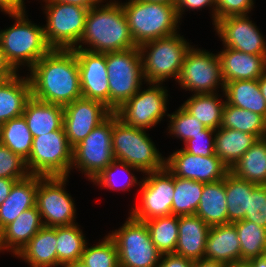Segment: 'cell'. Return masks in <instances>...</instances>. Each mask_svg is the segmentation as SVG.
I'll list each match as a JSON object with an SVG mask.
<instances>
[{
	"mask_svg": "<svg viewBox=\"0 0 266 267\" xmlns=\"http://www.w3.org/2000/svg\"><path fill=\"white\" fill-rule=\"evenodd\" d=\"M29 72L36 99L64 107L82 97L78 61L72 49H51Z\"/></svg>",
	"mask_w": 266,
	"mask_h": 267,
	"instance_id": "obj_1",
	"label": "cell"
},
{
	"mask_svg": "<svg viewBox=\"0 0 266 267\" xmlns=\"http://www.w3.org/2000/svg\"><path fill=\"white\" fill-rule=\"evenodd\" d=\"M120 3L110 0L105 5L99 3L89 9L82 37L73 49L107 53L138 47L132 38L122 3ZM82 44H87L89 48L86 46L83 48Z\"/></svg>",
	"mask_w": 266,
	"mask_h": 267,
	"instance_id": "obj_2",
	"label": "cell"
},
{
	"mask_svg": "<svg viewBox=\"0 0 266 267\" xmlns=\"http://www.w3.org/2000/svg\"><path fill=\"white\" fill-rule=\"evenodd\" d=\"M14 18V24L0 30V47L7 62L18 72L20 66L30 70L34 64L46 55L52 48L44 36V26L29 21L26 12L8 13Z\"/></svg>",
	"mask_w": 266,
	"mask_h": 267,
	"instance_id": "obj_3",
	"label": "cell"
},
{
	"mask_svg": "<svg viewBox=\"0 0 266 267\" xmlns=\"http://www.w3.org/2000/svg\"><path fill=\"white\" fill-rule=\"evenodd\" d=\"M130 33L137 46L178 33L175 4L128 0L122 3Z\"/></svg>",
	"mask_w": 266,
	"mask_h": 267,
	"instance_id": "obj_4",
	"label": "cell"
},
{
	"mask_svg": "<svg viewBox=\"0 0 266 267\" xmlns=\"http://www.w3.org/2000/svg\"><path fill=\"white\" fill-rule=\"evenodd\" d=\"M112 151L115 160L144 174L165 168V159L145 129L125 124L113 112Z\"/></svg>",
	"mask_w": 266,
	"mask_h": 267,
	"instance_id": "obj_5",
	"label": "cell"
},
{
	"mask_svg": "<svg viewBox=\"0 0 266 267\" xmlns=\"http://www.w3.org/2000/svg\"><path fill=\"white\" fill-rule=\"evenodd\" d=\"M144 81L162 83L169 78L177 81L186 53L191 48L189 42L179 33L159 38L138 46Z\"/></svg>",
	"mask_w": 266,
	"mask_h": 267,
	"instance_id": "obj_6",
	"label": "cell"
},
{
	"mask_svg": "<svg viewBox=\"0 0 266 267\" xmlns=\"http://www.w3.org/2000/svg\"><path fill=\"white\" fill-rule=\"evenodd\" d=\"M73 162L64 127L33 137L29 158L26 160L30 174L42 177L69 176Z\"/></svg>",
	"mask_w": 266,
	"mask_h": 267,
	"instance_id": "obj_7",
	"label": "cell"
},
{
	"mask_svg": "<svg viewBox=\"0 0 266 267\" xmlns=\"http://www.w3.org/2000/svg\"><path fill=\"white\" fill-rule=\"evenodd\" d=\"M108 235L116 244L120 267H158L162 253L151 240L144 221L131 215L117 230Z\"/></svg>",
	"mask_w": 266,
	"mask_h": 267,
	"instance_id": "obj_8",
	"label": "cell"
},
{
	"mask_svg": "<svg viewBox=\"0 0 266 267\" xmlns=\"http://www.w3.org/2000/svg\"><path fill=\"white\" fill-rule=\"evenodd\" d=\"M109 108L114 112L130 99L144 82L139 48L106 53Z\"/></svg>",
	"mask_w": 266,
	"mask_h": 267,
	"instance_id": "obj_9",
	"label": "cell"
},
{
	"mask_svg": "<svg viewBox=\"0 0 266 267\" xmlns=\"http://www.w3.org/2000/svg\"><path fill=\"white\" fill-rule=\"evenodd\" d=\"M44 36L52 49L75 48L84 32L89 9L53 1H44Z\"/></svg>",
	"mask_w": 266,
	"mask_h": 267,
	"instance_id": "obj_10",
	"label": "cell"
},
{
	"mask_svg": "<svg viewBox=\"0 0 266 267\" xmlns=\"http://www.w3.org/2000/svg\"><path fill=\"white\" fill-rule=\"evenodd\" d=\"M113 113L73 148L72 168L94 180L114 160L112 151Z\"/></svg>",
	"mask_w": 266,
	"mask_h": 267,
	"instance_id": "obj_11",
	"label": "cell"
},
{
	"mask_svg": "<svg viewBox=\"0 0 266 267\" xmlns=\"http://www.w3.org/2000/svg\"><path fill=\"white\" fill-rule=\"evenodd\" d=\"M67 179L68 176H38L36 206L45 227L76 224L75 201L65 190Z\"/></svg>",
	"mask_w": 266,
	"mask_h": 267,
	"instance_id": "obj_12",
	"label": "cell"
},
{
	"mask_svg": "<svg viewBox=\"0 0 266 267\" xmlns=\"http://www.w3.org/2000/svg\"><path fill=\"white\" fill-rule=\"evenodd\" d=\"M178 84L194 94L217 93L218 86L224 91L221 63L218 54L191 46L181 67Z\"/></svg>",
	"mask_w": 266,
	"mask_h": 267,
	"instance_id": "obj_13",
	"label": "cell"
},
{
	"mask_svg": "<svg viewBox=\"0 0 266 267\" xmlns=\"http://www.w3.org/2000/svg\"><path fill=\"white\" fill-rule=\"evenodd\" d=\"M114 111L125 124L140 129H151L162 121L167 112L168 93L162 83H148Z\"/></svg>",
	"mask_w": 266,
	"mask_h": 267,
	"instance_id": "obj_14",
	"label": "cell"
},
{
	"mask_svg": "<svg viewBox=\"0 0 266 267\" xmlns=\"http://www.w3.org/2000/svg\"><path fill=\"white\" fill-rule=\"evenodd\" d=\"M139 193V205L131 208L130 215L140 221L171 215L174 197V175L165 167L145 174Z\"/></svg>",
	"mask_w": 266,
	"mask_h": 267,
	"instance_id": "obj_15",
	"label": "cell"
},
{
	"mask_svg": "<svg viewBox=\"0 0 266 267\" xmlns=\"http://www.w3.org/2000/svg\"><path fill=\"white\" fill-rule=\"evenodd\" d=\"M63 109V127L72 148L113 113L102 102L83 97L64 106Z\"/></svg>",
	"mask_w": 266,
	"mask_h": 267,
	"instance_id": "obj_16",
	"label": "cell"
},
{
	"mask_svg": "<svg viewBox=\"0 0 266 267\" xmlns=\"http://www.w3.org/2000/svg\"><path fill=\"white\" fill-rule=\"evenodd\" d=\"M165 167L176 177L203 183L224 179L230 169L216 155L195 156L183 148L174 151L165 159Z\"/></svg>",
	"mask_w": 266,
	"mask_h": 267,
	"instance_id": "obj_17",
	"label": "cell"
},
{
	"mask_svg": "<svg viewBox=\"0 0 266 267\" xmlns=\"http://www.w3.org/2000/svg\"><path fill=\"white\" fill-rule=\"evenodd\" d=\"M215 30L224 47L248 54L266 55V41L248 15L228 16L218 20Z\"/></svg>",
	"mask_w": 266,
	"mask_h": 267,
	"instance_id": "obj_18",
	"label": "cell"
},
{
	"mask_svg": "<svg viewBox=\"0 0 266 267\" xmlns=\"http://www.w3.org/2000/svg\"><path fill=\"white\" fill-rule=\"evenodd\" d=\"M77 57L82 97L97 100L109 108L106 53L72 49Z\"/></svg>",
	"mask_w": 266,
	"mask_h": 267,
	"instance_id": "obj_19",
	"label": "cell"
},
{
	"mask_svg": "<svg viewBox=\"0 0 266 267\" xmlns=\"http://www.w3.org/2000/svg\"><path fill=\"white\" fill-rule=\"evenodd\" d=\"M217 54L225 83L259 79L266 72V55L248 54L228 47Z\"/></svg>",
	"mask_w": 266,
	"mask_h": 267,
	"instance_id": "obj_20",
	"label": "cell"
},
{
	"mask_svg": "<svg viewBox=\"0 0 266 267\" xmlns=\"http://www.w3.org/2000/svg\"><path fill=\"white\" fill-rule=\"evenodd\" d=\"M43 227L44 223L37 206L23 211L0 232V252L10 250L9 252L16 256Z\"/></svg>",
	"mask_w": 266,
	"mask_h": 267,
	"instance_id": "obj_21",
	"label": "cell"
},
{
	"mask_svg": "<svg viewBox=\"0 0 266 267\" xmlns=\"http://www.w3.org/2000/svg\"><path fill=\"white\" fill-rule=\"evenodd\" d=\"M210 226L196 215L179 216L175 254L192 261L204 258Z\"/></svg>",
	"mask_w": 266,
	"mask_h": 267,
	"instance_id": "obj_22",
	"label": "cell"
},
{
	"mask_svg": "<svg viewBox=\"0 0 266 267\" xmlns=\"http://www.w3.org/2000/svg\"><path fill=\"white\" fill-rule=\"evenodd\" d=\"M204 258L230 264L241 260L240 241L233 223L211 226Z\"/></svg>",
	"mask_w": 266,
	"mask_h": 267,
	"instance_id": "obj_23",
	"label": "cell"
},
{
	"mask_svg": "<svg viewBox=\"0 0 266 267\" xmlns=\"http://www.w3.org/2000/svg\"><path fill=\"white\" fill-rule=\"evenodd\" d=\"M38 175L30 174L12 186L9 196L0 205V232L25 210L36 206Z\"/></svg>",
	"mask_w": 266,
	"mask_h": 267,
	"instance_id": "obj_24",
	"label": "cell"
},
{
	"mask_svg": "<svg viewBox=\"0 0 266 267\" xmlns=\"http://www.w3.org/2000/svg\"><path fill=\"white\" fill-rule=\"evenodd\" d=\"M19 76L17 73L0 83V125L21 116L32 97L28 76Z\"/></svg>",
	"mask_w": 266,
	"mask_h": 267,
	"instance_id": "obj_25",
	"label": "cell"
},
{
	"mask_svg": "<svg viewBox=\"0 0 266 267\" xmlns=\"http://www.w3.org/2000/svg\"><path fill=\"white\" fill-rule=\"evenodd\" d=\"M22 115L33 137L59 130L63 126V106L33 96L28 100Z\"/></svg>",
	"mask_w": 266,
	"mask_h": 267,
	"instance_id": "obj_26",
	"label": "cell"
},
{
	"mask_svg": "<svg viewBox=\"0 0 266 267\" xmlns=\"http://www.w3.org/2000/svg\"><path fill=\"white\" fill-rule=\"evenodd\" d=\"M56 227L41 228L16 255L30 267H57Z\"/></svg>",
	"mask_w": 266,
	"mask_h": 267,
	"instance_id": "obj_27",
	"label": "cell"
},
{
	"mask_svg": "<svg viewBox=\"0 0 266 267\" xmlns=\"http://www.w3.org/2000/svg\"><path fill=\"white\" fill-rule=\"evenodd\" d=\"M195 215L210 227L228 224L225 178L213 183H204Z\"/></svg>",
	"mask_w": 266,
	"mask_h": 267,
	"instance_id": "obj_28",
	"label": "cell"
},
{
	"mask_svg": "<svg viewBox=\"0 0 266 267\" xmlns=\"http://www.w3.org/2000/svg\"><path fill=\"white\" fill-rule=\"evenodd\" d=\"M257 140L253 134L219 127L215 130V154L231 169Z\"/></svg>",
	"mask_w": 266,
	"mask_h": 267,
	"instance_id": "obj_29",
	"label": "cell"
},
{
	"mask_svg": "<svg viewBox=\"0 0 266 267\" xmlns=\"http://www.w3.org/2000/svg\"><path fill=\"white\" fill-rule=\"evenodd\" d=\"M223 95L230 105L247 109L266 119V101L260 91L258 79L227 82Z\"/></svg>",
	"mask_w": 266,
	"mask_h": 267,
	"instance_id": "obj_30",
	"label": "cell"
},
{
	"mask_svg": "<svg viewBox=\"0 0 266 267\" xmlns=\"http://www.w3.org/2000/svg\"><path fill=\"white\" fill-rule=\"evenodd\" d=\"M230 172L242 180L266 185V137L259 138L233 165Z\"/></svg>",
	"mask_w": 266,
	"mask_h": 267,
	"instance_id": "obj_31",
	"label": "cell"
},
{
	"mask_svg": "<svg viewBox=\"0 0 266 267\" xmlns=\"http://www.w3.org/2000/svg\"><path fill=\"white\" fill-rule=\"evenodd\" d=\"M226 101L218 93L194 94L181 105L189 114L199 119L207 128L216 130L222 121Z\"/></svg>",
	"mask_w": 266,
	"mask_h": 267,
	"instance_id": "obj_32",
	"label": "cell"
},
{
	"mask_svg": "<svg viewBox=\"0 0 266 267\" xmlns=\"http://www.w3.org/2000/svg\"><path fill=\"white\" fill-rule=\"evenodd\" d=\"M257 185L237 178L231 172L225 176L228 223L244 220L248 211L249 196Z\"/></svg>",
	"mask_w": 266,
	"mask_h": 267,
	"instance_id": "obj_33",
	"label": "cell"
},
{
	"mask_svg": "<svg viewBox=\"0 0 266 267\" xmlns=\"http://www.w3.org/2000/svg\"><path fill=\"white\" fill-rule=\"evenodd\" d=\"M221 128H229L255 135L258 139L266 137V119L247 109L225 103Z\"/></svg>",
	"mask_w": 266,
	"mask_h": 267,
	"instance_id": "obj_34",
	"label": "cell"
},
{
	"mask_svg": "<svg viewBox=\"0 0 266 267\" xmlns=\"http://www.w3.org/2000/svg\"><path fill=\"white\" fill-rule=\"evenodd\" d=\"M33 136L23 115L0 125V143L24 160L30 156Z\"/></svg>",
	"mask_w": 266,
	"mask_h": 267,
	"instance_id": "obj_35",
	"label": "cell"
},
{
	"mask_svg": "<svg viewBox=\"0 0 266 267\" xmlns=\"http://www.w3.org/2000/svg\"><path fill=\"white\" fill-rule=\"evenodd\" d=\"M77 224L56 227L57 266L81 259L87 240Z\"/></svg>",
	"mask_w": 266,
	"mask_h": 267,
	"instance_id": "obj_36",
	"label": "cell"
},
{
	"mask_svg": "<svg viewBox=\"0 0 266 267\" xmlns=\"http://www.w3.org/2000/svg\"><path fill=\"white\" fill-rule=\"evenodd\" d=\"M203 182L174 176V197L171 215H195L202 193Z\"/></svg>",
	"mask_w": 266,
	"mask_h": 267,
	"instance_id": "obj_37",
	"label": "cell"
},
{
	"mask_svg": "<svg viewBox=\"0 0 266 267\" xmlns=\"http://www.w3.org/2000/svg\"><path fill=\"white\" fill-rule=\"evenodd\" d=\"M233 224L240 241L241 260L266 256V228L247 220L236 221Z\"/></svg>",
	"mask_w": 266,
	"mask_h": 267,
	"instance_id": "obj_38",
	"label": "cell"
},
{
	"mask_svg": "<svg viewBox=\"0 0 266 267\" xmlns=\"http://www.w3.org/2000/svg\"><path fill=\"white\" fill-rule=\"evenodd\" d=\"M153 244L162 253H175L179 216L168 215L145 221Z\"/></svg>",
	"mask_w": 266,
	"mask_h": 267,
	"instance_id": "obj_39",
	"label": "cell"
},
{
	"mask_svg": "<svg viewBox=\"0 0 266 267\" xmlns=\"http://www.w3.org/2000/svg\"><path fill=\"white\" fill-rule=\"evenodd\" d=\"M120 170V171H119ZM131 170H136L139 171L137 168L132 167L131 165L124 163V162H120L117 160H114L107 168H105L94 180H92V182H94L93 184L95 185H99L100 188L104 187L110 190H125V191H129L130 188L134 185L139 186L141 184V181L138 182V178H136V175H134ZM123 174L124 180L121 182H118V176H123L120 175ZM126 173V174H125ZM119 174V175H118ZM117 175V176H116ZM127 179V180H126ZM126 180V181H125ZM125 181V182H124ZM121 183V184H120ZM120 185V186H118Z\"/></svg>",
	"mask_w": 266,
	"mask_h": 267,
	"instance_id": "obj_40",
	"label": "cell"
},
{
	"mask_svg": "<svg viewBox=\"0 0 266 267\" xmlns=\"http://www.w3.org/2000/svg\"><path fill=\"white\" fill-rule=\"evenodd\" d=\"M103 239L91 247L86 244L80 260L88 267H120L115 242L109 235Z\"/></svg>",
	"mask_w": 266,
	"mask_h": 267,
	"instance_id": "obj_41",
	"label": "cell"
},
{
	"mask_svg": "<svg viewBox=\"0 0 266 267\" xmlns=\"http://www.w3.org/2000/svg\"><path fill=\"white\" fill-rule=\"evenodd\" d=\"M170 118L168 133L180 138L185 143L192 136L201 134L207 127L198 118L189 114L182 106L175 112L167 115Z\"/></svg>",
	"mask_w": 266,
	"mask_h": 267,
	"instance_id": "obj_42",
	"label": "cell"
},
{
	"mask_svg": "<svg viewBox=\"0 0 266 267\" xmlns=\"http://www.w3.org/2000/svg\"><path fill=\"white\" fill-rule=\"evenodd\" d=\"M29 175L26 160L0 143V178L24 179Z\"/></svg>",
	"mask_w": 266,
	"mask_h": 267,
	"instance_id": "obj_43",
	"label": "cell"
},
{
	"mask_svg": "<svg viewBox=\"0 0 266 267\" xmlns=\"http://www.w3.org/2000/svg\"><path fill=\"white\" fill-rule=\"evenodd\" d=\"M244 220L266 228V185H257L252 190Z\"/></svg>",
	"mask_w": 266,
	"mask_h": 267,
	"instance_id": "obj_44",
	"label": "cell"
},
{
	"mask_svg": "<svg viewBox=\"0 0 266 267\" xmlns=\"http://www.w3.org/2000/svg\"><path fill=\"white\" fill-rule=\"evenodd\" d=\"M183 149L195 156H212L215 154V130L206 128L201 134L192 136L184 143Z\"/></svg>",
	"mask_w": 266,
	"mask_h": 267,
	"instance_id": "obj_45",
	"label": "cell"
},
{
	"mask_svg": "<svg viewBox=\"0 0 266 267\" xmlns=\"http://www.w3.org/2000/svg\"><path fill=\"white\" fill-rule=\"evenodd\" d=\"M253 2L254 0H216V22L228 16L248 15L254 8Z\"/></svg>",
	"mask_w": 266,
	"mask_h": 267,
	"instance_id": "obj_46",
	"label": "cell"
},
{
	"mask_svg": "<svg viewBox=\"0 0 266 267\" xmlns=\"http://www.w3.org/2000/svg\"><path fill=\"white\" fill-rule=\"evenodd\" d=\"M204 7H212V24L214 25L216 23V0H175L176 14L179 20L182 18L185 9H192L193 11V9L200 10Z\"/></svg>",
	"mask_w": 266,
	"mask_h": 267,
	"instance_id": "obj_47",
	"label": "cell"
},
{
	"mask_svg": "<svg viewBox=\"0 0 266 267\" xmlns=\"http://www.w3.org/2000/svg\"><path fill=\"white\" fill-rule=\"evenodd\" d=\"M194 261L175 253L162 254L158 267H192Z\"/></svg>",
	"mask_w": 266,
	"mask_h": 267,
	"instance_id": "obj_48",
	"label": "cell"
},
{
	"mask_svg": "<svg viewBox=\"0 0 266 267\" xmlns=\"http://www.w3.org/2000/svg\"><path fill=\"white\" fill-rule=\"evenodd\" d=\"M24 5V0H0V10L5 14L25 12Z\"/></svg>",
	"mask_w": 266,
	"mask_h": 267,
	"instance_id": "obj_49",
	"label": "cell"
},
{
	"mask_svg": "<svg viewBox=\"0 0 266 267\" xmlns=\"http://www.w3.org/2000/svg\"><path fill=\"white\" fill-rule=\"evenodd\" d=\"M17 72L12 68V66L7 62L4 52L0 47V76L6 80L13 77Z\"/></svg>",
	"mask_w": 266,
	"mask_h": 267,
	"instance_id": "obj_50",
	"label": "cell"
},
{
	"mask_svg": "<svg viewBox=\"0 0 266 267\" xmlns=\"http://www.w3.org/2000/svg\"><path fill=\"white\" fill-rule=\"evenodd\" d=\"M18 180H21V179L0 178V205L9 196L12 186Z\"/></svg>",
	"mask_w": 266,
	"mask_h": 267,
	"instance_id": "obj_51",
	"label": "cell"
},
{
	"mask_svg": "<svg viewBox=\"0 0 266 267\" xmlns=\"http://www.w3.org/2000/svg\"><path fill=\"white\" fill-rule=\"evenodd\" d=\"M42 1H53L65 4H72L80 7H84L86 9H91L95 7L99 3H103V0H42Z\"/></svg>",
	"mask_w": 266,
	"mask_h": 267,
	"instance_id": "obj_52",
	"label": "cell"
},
{
	"mask_svg": "<svg viewBox=\"0 0 266 267\" xmlns=\"http://www.w3.org/2000/svg\"><path fill=\"white\" fill-rule=\"evenodd\" d=\"M192 267H226V265L219 261L202 258L194 261Z\"/></svg>",
	"mask_w": 266,
	"mask_h": 267,
	"instance_id": "obj_53",
	"label": "cell"
},
{
	"mask_svg": "<svg viewBox=\"0 0 266 267\" xmlns=\"http://www.w3.org/2000/svg\"><path fill=\"white\" fill-rule=\"evenodd\" d=\"M226 267H252V263L250 260H237L227 264Z\"/></svg>",
	"mask_w": 266,
	"mask_h": 267,
	"instance_id": "obj_54",
	"label": "cell"
},
{
	"mask_svg": "<svg viewBox=\"0 0 266 267\" xmlns=\"http://www.w3.org/2000/svg\"><path fill=\"white\" fill-rule=\"evenodd\" d=\"M259 88L266 101V72L258 79Z\"/></svg>",
	"mask_w": 266,
	"mask_h": 267,
	"instance_id": "obj_55",
	"label": "cell"
},
{
	"mask_svg": "<svg viewBox=\"0 0 266 267\" xmlns=\"http://www.w3.org/2000/svg\"><path fill=\"white\" fill-rule=\"evenodd\" d=\"M252 267H266V256L251 259Z\"/></svg>",
	"mask_w": 266,
	"mask_h": 267,
	"instance_id": "obj_56",
	"label": "cell"
},
{
	"mask_svg": "<svg viewBox=\"0 0 266 267\" xmlns=\"http://www.w3.org/2000/svg\"><path fill=\"white\" fill-rule=\"evenodd\" d=\"M61 267H88V266H86L81 260H78V261H74V262H70V263L64 264Z\"/></svg>",
	"mask_w": 266,
	"mask_h": 267,
	"instance_id": "obj_57",
	"label": "cell"
},
{
	"mask_svg": "<svg viewBox=\"0 0 266 267\" xmlns=\"http://www.w3.org/2000/svg\"><path fill=\"white\" fill-rule=\"evenodd\" d=\"M147 2H154V3H164V4H175V0H144Z\"/></svg>",
	"mask_w": 266,
	"mask_h": 267,
	"instance_id": "obj_58",
	"label": "cell"
},
{
	"mask_svg": "<svg viewBox=\"0 0 266 267\" xmlns=\"http://www.w3.org/2000/svg\"><path fill=\"white\" fill-rule=\"evenodd\" d=\"M4 79L0 76V83L3 81Z\"/></svg>",
	"mask_w": 266,
	"mask_h": 267,
	"instance_id": "obj_59",
	"label": "cell"
}]
</instances>
